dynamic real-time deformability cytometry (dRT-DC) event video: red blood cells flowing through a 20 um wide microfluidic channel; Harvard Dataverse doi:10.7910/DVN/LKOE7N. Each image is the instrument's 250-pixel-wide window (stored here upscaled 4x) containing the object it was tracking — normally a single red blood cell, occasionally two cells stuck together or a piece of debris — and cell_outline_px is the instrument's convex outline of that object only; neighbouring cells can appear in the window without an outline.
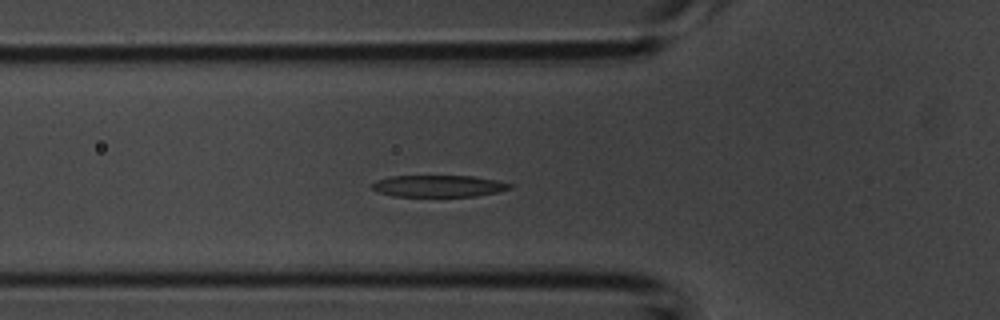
{"species": "common noctule bat (a hibernating species)", "species_latin": "Nyctalus noctula", "temperature_condition": "room temperature", "stored_images_in_passage": 44, "camera_frame_rate_fps": 3000, "um_per_image_px": 0.085, "animal": {"sex": "male", "body_mass_g": 20.1, "forearm_length_mm": 53.5}, "frame": {"image": 1, "passage_image": 16, "time_ms": 5.0, "image_size_px": [1000, 320], "cell_outline_px": [[512, 188], [496, 192], [476, 196], [392, 196], [380, 192], [372, 188], [372, 184], [376, 180], [388, 176], [472, 176], [496, 180], [512, 184]], "centroid_in_image_um": [37.27, 15.81], "position_along_channel_um": 88.5, "area_um2": 17.34}}
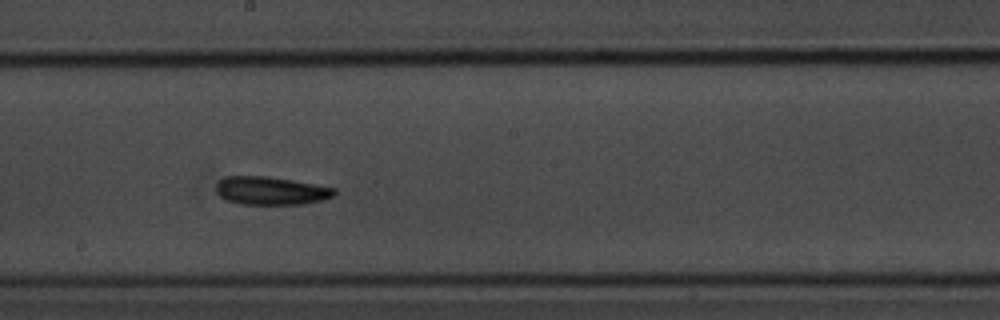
{"frame": {"image": 2, "passage_image": 27, "time_ms": 8.667, "image_size_px": [1000, 320], "cell_outline_px": [[336, 192], [332, 196], [324, 200], [304, 204], [240, 204], [224, 200], [216, 192], [216, 184], [224, 176], [268, 176], [292, 180], [336, 188]], "centroid_in_image_um": [23.0, 16.21], "position_along_channel_um": 225.2, "area_um2": 19.54}}
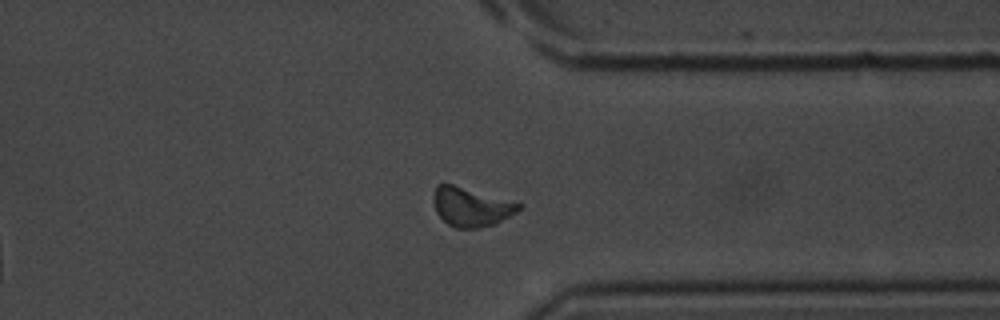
{"frame": {"image": 3, "passage_image": 39, "time_ms": 12.667, "image_size_px": [1000, 320], "cell_outline_px": [[520, 208], [516, 212], [492, 224], [480, 228], [456, 228], [448, 224], [436, 212], [432, 200], [432, 196], [436, 184], [452, 184], [520, 204]], "centroid_in_image_um": [39.95, 17.58], "position_along_channel_um": 371.5, "area_um2": 18.84}, "authors_computed_cell_mechanics": {"area_um2": 19.1318, "velocity_mm_per_s": 3.7106, "shape_relaxation_time_tau1_ms": 2.6646, "shape_relaxation_time_tau2_ms": 9.4742, "deformation_change_tau1": 0.1394, "deformation_change_tau2": 0.2142}}